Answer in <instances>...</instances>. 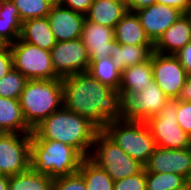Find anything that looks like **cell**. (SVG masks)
<instances>
[{
    "label": "cell",
    "mask_w": 191,
    "mask_h": 190,
    "mask_svg": "<svg viewBox=\"0 0 191 190\" xmlns=\"http://www.w3.org/2000/svg\"><path fill=\"white\" fill-rule=\"evenodd\" d=\"M63 106L88 118L100 130L109 122L123 119V99L118 89H112L89 72L61 78Z\"/></svg>",
    "instance_id": "6da1fadb"
},
{
    "label": "cell",
    "mask_w": 191,
    "mask_h": 190,
    "mask_svg": "<svg viewBox=\"0 0 191 190\" xmlns=\"http://www.w3.org/2000/svg\"><path fill=\"white\" fill-rule=\"evenodd\" d=\"M99 131L88 118L62 106L33 129L31 139L60 141L71 145L84 157H89Z\"/></svg>",
    "instance_id": "7a4b0ae2"
},
{
    "label": "cell",
    "mask_w": 191,
    "mask_h": 190,
    "mask_svg": "<svg viewBox=\"0 0 191 190\" xmlns=\"http://www.w3.org/2000/svg\"><path fill=\"white\" fill-rule=\"evenodd\" d=\"M84 158L77 149L60 141L31 139V169L52 179L77 173Z\"/></svg>",
    "instance_id": "3957f363"
},
{
    "label": "cell",
    "mask_w": 191,
    "mask_h": 190,
    "mask_svg": "<svg viewBox=\"0 0 191 190\" xmlns=\"http://www.w3.org/2000/svg\"><path fill=\"white\" fill-rule=\"evenodd\" d=\"M19 103L27 125L33 130L63 106L61 78L28 80L20 94Z\"/></svg>",
    "instance_id": "277c9868"
},
{
    "label": "cell",
    "mask_w": 191,
    "mask_h": 190,
    "mask_svg": "<svg viewBox=\"0 0 191 190\" xmlns=\"http://www.w3.org/2000/svg\"><path fill=\"white\" fill-rule=\"evenodd\" d=\"M124 152L145 165L156 147L146 122L124 119L109 122L102 129Z\"/></svg>",
    "instance_id": "5b68a950"
},
{
    "label": "cell",
    "mask_w": 191,
    "mask_h": 190,
    "mask_svg": "<svg viewBox=\"0 0 191 190\" xmlns=\"http://www.w3.org/2000/svg\"><path fill=\"white\" fill-rule=\"evenodd\" d=\"M89 158L103 168L113 181L139 173L144 165L124 152L103 130L94 139Z\"/></svg>",
    "instance_id": "8992f818"
},
{
    "label": "cell",
    "mask_w": 191,
    "mask_h": 190,
    "mask_svg": "<svg viewBox=\"0 0 191 190\" xmlns=\"http://www.w3.org/2000/svg\"><path fill=\"white\" fill-rule=\"evenodd\" d=\"M178 99H170L157 115L146 121L157 147L184 149L191 147V137L177 123Z\"/></svg>",
    "instance_id": "52a82bcc"
},
{
    "label": "cell",
    "mask_w": 191,
    "mask_h": 190,
    "mask_svg": "<svg viewBox=\"0 0 191 190\" xmlns=\"http://www.w3.org/2000/svg\"><path fill=\"white\" fill-rule=\"evenodd\" d=\"M13 68L28 80H53L60 78L53 69L50 51L43 50L20 38L10 44Z\"/></svg>",
    "instance_id": "ba28073f"
},
{
    "label": "cell",
    "mask_w": 191,
    "mask_h": 190,
    "mask_svg": "<svg viewBox=\"0 0 191 190\" xmlns=\"http://www.w3.org/2000/svg\"><path fill=\"white\" fill-rule=\"evenodd\" d=\"M31 133L0 132V175L11 177L31 168Z\"/></svg>",
    "instance_id": "9c48e42d"
},
{
    "label": "cell",
    "mask_w": 191,
    "mask_h": 190,
    "mask_svg": "<svg viewBox=\"0 0 191 190\" xmlns=\"http://www.w3.org/2000/svg\"><path fill=\"white\" fill-rule=\"evenodd\" d=\"M153 79L170 99H178L185 84L187 73L173 54L156 51L151 55Z\"/></svg>",
    "instance_id": "30bf717a"
},
{
    "label": "cell",
    "mask_w": 191,
    "mask_h": 190,
    "mask_svg": "<svg viewBox=\"0 0 191 190\" xmlns=\"http://www.w3.org/2000/svg\"><path fill=\"white\" fill-rule=\"evenodd\" d=\"M55 73L64 78L80 72H87L90 58L81 39L56 42L50 50Z\"/></svg>",
    "instance_id": "8fae6325"
},
{
    "label": "cell",
    "mask_w": 191,
    "mask_h": 190,
    "mask_svg": "<svg viewBox=\"0 0 191 190\" xmlns=\"http://www.w3.org/2000/svg\"><path fill=\"white\" fill-rule=\"evenodd\" d=\"M170 100L153 80L141 92L131 95L124 101L123 119L143 121L154 117Z\"/></svg>",
    "instance_id": "7c38bea8"
},
{
    "label": "cell",
    "mask_w": 191,
    "mask_h": 190,
    "mask_svg": "<svg viewBox=\"0 0 191 190\" xmlns=\"http://www.w3.org/2000/svg\"><path fill=\"white\" fill-rule=\"evenodd\" d=\"M145 172L175 173L191 181V147L164 149L155 147L144 165Z\"/></svg>",
    "instance_id": "4fadbf2b"
},
{
    "label": "cell",
    "mask_w": 191,
    "mask_h": 190,
    "mask_svg": "<svg viewBox=\"0 0 191 190\" xmlns=\"http://www.w3.org/2000/svg\"><path fill=\"white\" fill-rule=\"evenodd\" d=\"M146 35L155 43L158 38L183 14L177 8L154 3L135 11Z\"/></svg>",
    "instance_id": "5bb4252c"
},
{
    "label": "cell",
    "mask_w": 191,
    "mask_h": 190,
    "mask_svg": "<svg viewBox=\"0 0 191 190\" xmlns=\"http://www.w3.org/2000/svg\"><path fill=\"white\" fill-rule=\"evenodd\" d=\"M56 42L79 39L85 15L60 4L53 5L47 15Z\"/></svg>",
    "instance_id": "9a60e30c"
},
{
    "label": "cell",
    "mask_w": 191,
    "mask_h": 190,
    "mask_svg": "<svg viewBox=\"0 0 191 190\" xmlns=\"http://www.w3.org/2000/svg\"><path fill=\"white\" fill-rule=\"evenodd\" d=\"M90 60L111 57L114 48V28L102 26L85 18L80 36Z\"/></svg>",
    "instance_id": "2e32d148"
},
{
    "label": "cell",
    "mask_w": 191,
    "mask_h": 190,
    "mask_svg": "<svg viewBox=\"0 0 191 190\" xmlns=\"http://www.w3.org/2000/svg\"><path fill=\"white\" fill-rule=\"evenodd\" d=\"M191 41V13H183L154 43V51L176 54Z\"/></svg>",
    "instance_id": "e0dca14e"
},
{
    "label": "cell",
    "mask_w": 191,
    "mask_h": 190,
    "mask_svg": "<svg viewBox=\"0 0 191 190\" xmlns=\"http://www.w3.org/2000/svg\"><path fill=\"white\" fill-rule=\"evenodd\" d=\"M151 58L143 63L121 70L119 92L123 102L131 95L141 92L153 81Z\"/></svg>",
    "instance_id": "ac0fdd59"
},
{
    "label": "cell",
    "mask_w": 191,
    "mask_h": 190,
    "mask_svg": "<svg viewBox=\"0 0 191 190\" xmlns=\"http://www.w3.org/2000/svg\"><path fill=\"white\" fill-rule=\"evenodd\" d=\"M127 11V2L124 0H94L85 18L102 26L114 28Z\"/></svg>",
    "instance_id": "d6986e66"
},
{
    "label": "cell",
    "mask_w": 191,
    "mask_h": 190,
    "mask_svg": "<svg viewBox=\"0 0 191 190\" xmlns=\"http://www.w3.org/2000/svg\"><path fill=\"white\" fill-rule=\"evenodd\" d=\"M114 38L124 45H154L135 12L127 11L114 27Z\"/></svg>",
    "instance_id": "ffe728a7"
},
{
    "label": "cell",
    "mask_w": 191,
    "mask_h": 190,
    "mask_svg": "<svg viewBox=\"0 0 191 190\" xmlns=\"http://www.w3.org/2000/svg\"><path fill=\"white\" fill-rule=\"evenodd\" d=\"M27 125L19 99L0 97V132L32 133Z\"/></svg>",
    "instance_id": "44dd1931"
},
{
    "label": "cell",
    "mask_w": 191,
    "mask_h": 190,
    "mask_svg": "<svg viewBox=\"0 0 191 190\" xmlns=\"http://www.w3.org/2000/svg\"><path fill=\"white\" fill-rule=\"evenodd\" d=\"M20 39L47 51L56 43L47 17L22 22Z\"/></svg>",
    "instance_id": "7402d4cb"
},
{
    "label": "cell",
    "mask_w": 191,
    "mask_h": 190,
    "mask_svg": "<svg viewBox=\"0 0 191 190\" xmlns=\"http://www.w3.org/2000/svg\"><path fill=\"white\" fill-rule=\"evenodd\" d=\"M154 45H124L119 44L114 38V48L111 49V59L123 70L143 63L151 58Z\"/></svg>",
    "instance_id": "603a6c76"
},
{
    "label": "cell",
    "mask_w": 191,
    "mask_h": 190,
    "mask_svg": "<svg viewBox=\"0 0 191 190\" xmlns=\"http://www.w3.org/2000/svg\"><path fill=\"white\" fill-rule=\"evenodd\" d=\"M22 30L19 12L12 0L0 1V40L4 44L15 43Z\"/></svg>",
    "instance_id": "cb8c5ba5"
},
{
    "label": "cell",
    "mask_w": 191,
    "mask_h": 190,
    "mask_svg": "<svg viewBox=\"0 0 191 190\" xmlns=\"http://www.w3.org/2000/svg\"><path fill=\"white\" fill-rule=\"evenodd\" d=\"M78 172L83 176L86 190H113L111 176L89 157H85Z\"/></svg>",
    "instance_id": "d4e9b609"
},
{
    "label": "cell",
    "mask_w": 191,
    "mask_h": 190,
    "mask_svg": "<svg viewBox=\"0 0 191 190\" xmlns=\"http://www.w3.org/2000/svg\"><path fill=\"white\" fill-rule=\"evenodd\" d=\"M102 84L112 88L119 89L121 69L111 59L105 57L98 60H90L88 71Z\"/></svg>",
    "instance_id": "484cf974"
},
{
    "label": "cell",
    "mask_w": 191,
    "mask_h": 190,
    "mask_svg": "<svg viewBox=\"0 0 191 190\" xmlns=\"http://www.w3.org/2000/svg\"><path fill=\"white\" fill-rule=\"evenodd\" d=\"M53 179L48 175L36 173L31 168L9 177L8 190H52Z\"/></svg>",
    "instance_id": "4316f807"
},
{
    "label": "cell",
    "mask_w": 191,
    "mask_h": 190,
    "mask_svg": "<svg viewBox=\"0 0 191 190\" xmlns=\"http://www.w3.org/2000/svg\"><path fill=\"white\" fill-rule=\"evenodd\" d=\"M147 190H190V182L179 174L146 172Z\"/></svg>",
    "instance_id": "83f0119b"
},
{
    "label": "cell",
    "mask_w": 191,
    "mask_h": 190,
    "mask_svg": "<svg viewBox=\"0 0 191 190\" xmlns=\"http://www.w3.org/2000/svg\"><path fill=\"white\" fill-rule=\"evenodd\" d=\"M22 22L34 18L47 17L53 6L48 0H12Z\"/></svg>",
    "instance_id": "f1b7e54d"
},
{
    "label": "cell",
    "mask_w": 191,
    "mask_h": 190,
    "mask_svg": "<svg viewBox=\"0 0 191 190\" xmlns=\"http://www.w3.org/2000/svg\"><path fill=\"white\" fill-rule=\"evenodd\" d=\"M27 81L20 71L12 68L0 78V97L19 99Z\"/></svg>",
    "instance_id": "f546056e"
},
{
    "label": "cell",
    "mask_w": 191,
    "mask_h": 190,
    "mask_svg": "<svg viewBox=\"0 0 191 190\" xmlns=\"http://www.w3.org/2000/svg\"><path fill=\"white\" fill-rule=\"evenodd\" d=\"M52 190H86L83 176L77 172L53 179Z\"/></svg>",
    "instance_id": "4dcf8cb0"
},
{
    "label": "cell",
    "mask_w": 191,
    "mask_h": 190,
    "mask_svg": "<svg viewBox=\"0 0 191 190\" xmlns=\"http://www.w3.org/2000/svg\"><path fill=\"white\" fill-rule=\"evenodd\" d=\"M113 190H147L145 168L135 175L114 181Z\"/></svg>",
    "instance_id": "1f68e13d"
},
{
    "label": "cell",
    "mask_w": 191,
    "mask_h": 190,
    "mask_svg": "<svg viewBox=\"0 0 191 190\" xmlns=\"http://www.w3.org/2000/svg\"><path fill=\"white\" fill-rule=\"evenodd\" d=\"M177 123L191 137V102L178 100Z\"/></svg>",
    "instance_id": "d6a6232c"
},
{
    "label": "cell",
    "mask_w": 191,
    "mask_h": 190,
    "mask_svg": "<svg viewBox=\"0 0 191 190\" xmlns=\"http://www.w3.org/2000/svg\"><path fill=\"white\" fill-rule=\"evenodd\" d=\"M13 68V58L9 44L0 48V78Z\"/></svg>",
    "instance_id": "836d02e7"
},
{
    "label": "cell",
    "mask_w": 191,
    "mask_h": 190,
    "mask_svg": "<svg viewBox=\"0 0 191 190\" xmlns=\"http://www.w3.org/2000/svg\"><path fill=\"white\" fill-rule=\"evenodd\" d=\"M94 0H62L60 5L86 15Z\"/></svg>",
    "instance_id": "e575fe53"
},
{
    "label": "cell",
    "mask_w": 191,
    "mask_h": 190,
    "mask_svg": "<svg viewBox=\"0 0 191 190\" xmlns=\"http://www.w3.org/2000/svg\"><path fill=\"white\" fill-rule=\"evenodd\" d=\"M184 67L187 75L191 74V41L186 44L181 50L174 54Z\"/></svg>",
    "instance_id": "d590c367"
},
{
    "label": "cell",
    "mask_w": 191,
    "mask_h": 190,
    "mask_svg": "<svg viewBox=\"0 0 191 190\" xmlns=\"http://www.w3.org/2000/svg\"><path fill=\"white\" fill-rule=\"evenodd\" d=\"M156 3L177 8L183 13H191V0H156Z\"/></svg>",
    "instance_id": "8d00e7d4"
},
{
    "label": "cell",
    "mask_w": 191,
    "mask_h": 190,
    "mask_svg": "<svg viewBox=\"0 0 191 190\" xmlns=\"http://www.w3.org/2000/svg\"><path fill=\"white\" fill-rule=\"evenodd\" d=\"M154 3H156V0H129L127 2L128 11L135 12Z\"/></svg>",
    "instance_id": "74e56055"
},
{
    "label": "cell",
    "mask_w": 191,
    "mask_h": 190,
    "mask_svg": "<svg viewBox=\"0 0 191 190\" xmlns=\"http://www.w3.org/2000/svg\"><path fill=\"white\" fill-rule=\"evenodd\" d=\"M178 100L191 102V74L187 75Z\"/></svg>",
    "instance_id": "f35d334b"
},
{
    "label": "cell",
    "mask_w": 191,
    "mask_h": 190,
    "mask_svg": "<svg viewBox=\"0 0 191 190\" xmlns=\"http://www.w3.org/2000/svg\"><path fill=\"white\" fill-rule=\"evenodd\" d=\"M9 177L0 175V190H8Z\"/></svg>",
    "instance_id": "ab89813d"
},
{
    "label": "cell",
    "mask_w": 191,
    "mask_h": 190,
    "mask_svg": "<svg viewBox=\"0 0 191 190\" xmlns=\"http://www.w3.org/2000/svg\"><path fill=\"white\" fill-rule=\"evenodd\" d=\"M50 3H52L53 5H57L60 4L62 0H48Z\"/></svg>",
    "instance_id": "60d3db41"
},
{
    "label": "cell",
    "mask_w": 191,
    "mask_h": 190,
    "mask_svg": "<svg viewBox=\"0 0 191 190\" xmlns=\"http://www.w3.org/2000/svg\"><path fill=\"white\" fill-rule=\"evenodd\" d=\"M5 44L3 43V41L0 40V48L3 47Z\"/></svg>",
    "instance_id": "b9f144b4"
}]
</instances>
